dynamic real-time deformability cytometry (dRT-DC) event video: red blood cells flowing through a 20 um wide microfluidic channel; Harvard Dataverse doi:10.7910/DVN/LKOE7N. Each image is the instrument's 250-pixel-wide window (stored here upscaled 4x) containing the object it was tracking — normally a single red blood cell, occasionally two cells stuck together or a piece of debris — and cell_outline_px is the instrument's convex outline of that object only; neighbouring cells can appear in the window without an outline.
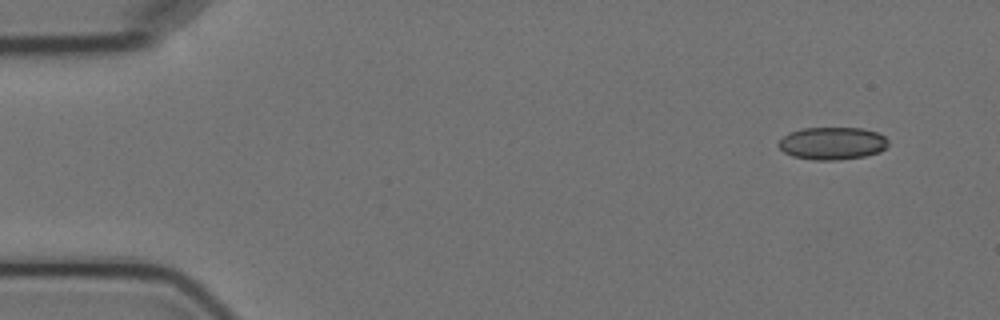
{"species": "Egyptian fruit bat (a non-hibernating species)", "species_latin": "Rousettus aegyptiacus", "temperature_condition": "cold", "stored_images_in_passage": 14, "camera_frame_rate_fps": 3000, "um_per_image_px": 0.085, "animal": {"sex": "female"}, "frame": {"image": 1, "passage_image": 1, "time_ms": 0.0, "image_size_px": [1000, 320], "cell_outline_px": [[888, 144], [880, 152], [864, 156], [836, 160], [812, 160], [792, 156], [784, 152], [776, 144], [788, 132], [804, 128], [864, 128], [876, 132], [884, 136], [888, 140]], "centroid_in_image_um": [70.73, 12.18], "position_along_channel_um": 14.3, "area_um2": 20.87}}
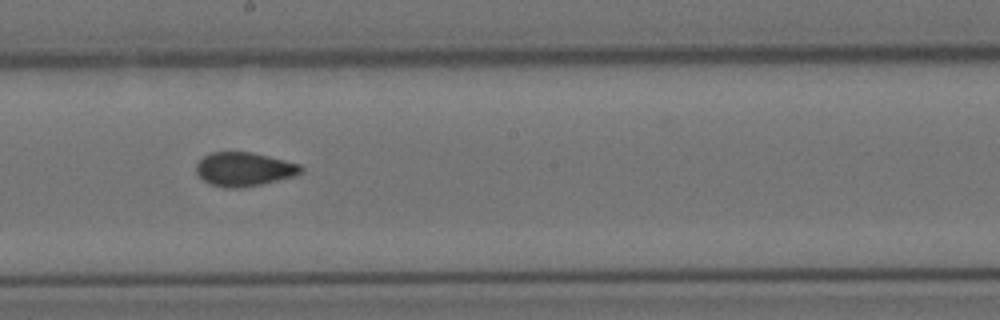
{"frame": {"image": 2, "passage_image": 8, "time_ms": 9.0, "image_size_px": [1000, 320], "cell_outline_px": [[304, 168], [296, 176], [260, 184], [240, 188], [224, 188], [208, 184], [196, 172], [196, 164], [204, 156], [212, 152], [252, 152], [300, 164]], "centroid_in_image_um": [20.74, 14.39], "position_along_channel_um": 227.5, "area_um2": 20.63}}
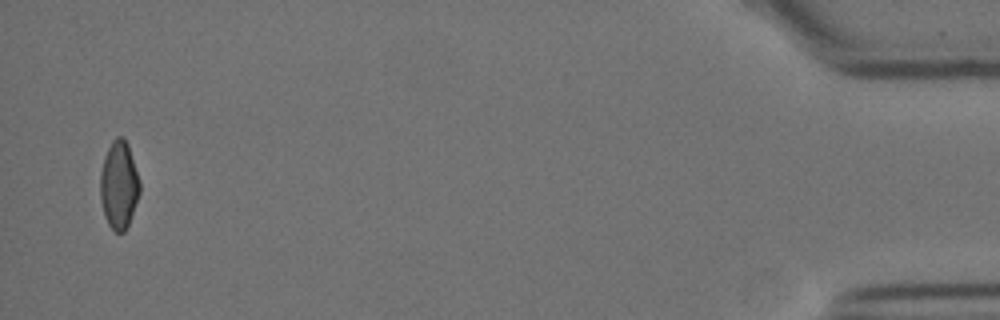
{"frame": {"image": 3, "passage_image": 14, "time_ms": 17.0, "image_size_px": [1000, 320], "cell_outline_px": [[140, 192], [128, 224], [124, 232], [116, 232], [108, 224], [104, 216], [100, 200], [100, 172], [104, 156], [112, 140], [116, 136], [124, 136], [128, 144], [140, 180]], "centroid_in_image_um": [10.1, 15.69], "position_along_channel_um": 425.1, "area_um2": 20.35}, "authors_computed_cell_mechanics": {"area_um2": 20.9525, "velocity_mm_per_s": 3.5593, "shape_relaxation_time_tau1_ms": 7.1218, "shape_relaxation_time_tau2_ms": 1.6181, "deformation_change_tau1": 0.1047, "deformation_change_tau2": 0.0262}}